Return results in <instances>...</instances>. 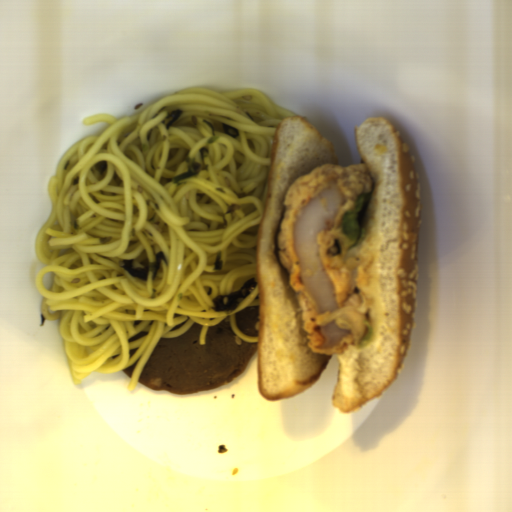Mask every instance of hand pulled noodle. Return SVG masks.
Returning a JSON list of instances; mask_svg holds the SVG:
<instances>
[{"instance_id":"1","label":"hand pulled noodle","mask_w":512,"mask_h":512,"mask_svg":"<svg viewBox=\"0 0 512 512\" xmlns=\"http://www.w3.org/2000/svg\"><path fill=\"white\" fill-rule=\"evenodd\" d=\"M181 115L167 130L165 116ZM291 110L254 90L225 94L207 88L172 92L131 117L98 113L83 126H109L73 145L47 183L52 209L35 239L44 263L35 285L43 318L57 321L65 360L75 385L92 373L135 366L127 390L135 391L160 338H175L194 324L228 318L246 343L237 314L260 306L258 234L263 221L272 144ZM225 122L240 135L230 138ZM186 157L201 169L186 172ZM107 161L102 176L94 165ZM167 258L156 279L131 277L136 267ZM222 270L214 271L217 252ZM248 278L253 293L233 311L212 309L214 295L237 290ZM148 331L134 342L129 337Z\"/></svg>"}]
</instances>
